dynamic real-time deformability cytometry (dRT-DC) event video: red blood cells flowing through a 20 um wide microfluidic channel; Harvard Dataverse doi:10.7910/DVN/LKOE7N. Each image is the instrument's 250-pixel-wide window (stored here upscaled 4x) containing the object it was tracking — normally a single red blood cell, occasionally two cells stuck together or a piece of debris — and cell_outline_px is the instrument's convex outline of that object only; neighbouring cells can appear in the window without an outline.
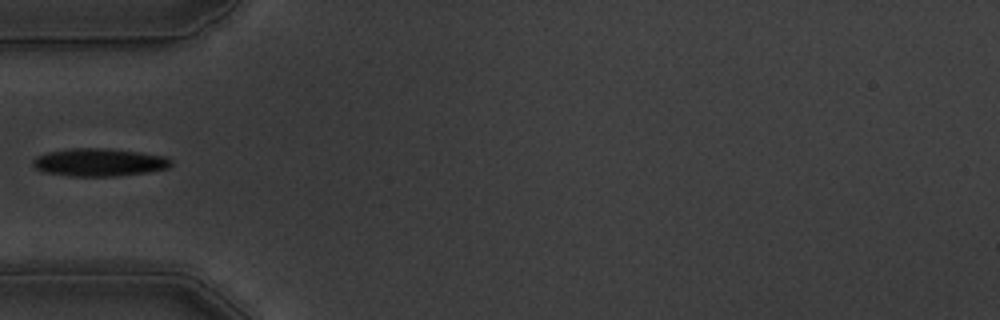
{"species": "common noctule bat (a hibernating species)", "species_latin": "Nyctalus noctula", "temperature_condition": "warm", "stored_images_in_passage": 39, "camera_frame_rate_fps": 3000, "um_per_image_px": 0.085, "animal": {"sex": "male", "body_mass_g": 19.5, "forearm_length_mm": 54.6}, "frame": {"image": 1, "passage_image": 1, "time_ms": 0.0, "image_size_px": [1000, 320], "cell_outline_px": [[172, 164], [168, 168], [148, 172], [116, 176], [68, 176], [44, 172], [36, 168], [32, 164], [32, 160], [36, 156], [48, 152], [72, 148], [108, 148], [140, 152], [164, 156], [172, 160]], "centroid_in_image_um": [8.43, 13.79], "position_along_channel_um": 76.6, "area_um2": 22.48}}
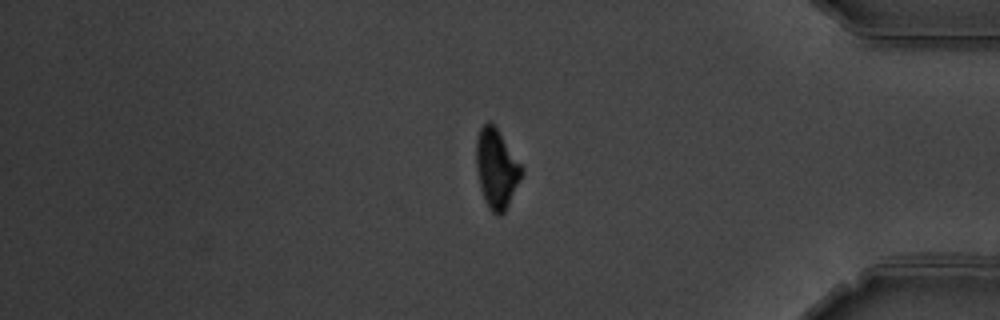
{"frame": {"image": 2, "passage_image": 30, "time_ms": 9.667, "image_size_px": [1000, 320], "cell_outline_px": [[524, 172], [504, 212], [500, 216], [496, 216], [488, 208], [484, 200], [476, 168], [476, 140], [480, 128], [488, 120], [496, 128], [524, 168]], "centroid_in_image_um": [42.2, 14.35], "position_along_channel_um": 393.0, "area_um2": 20.81}}
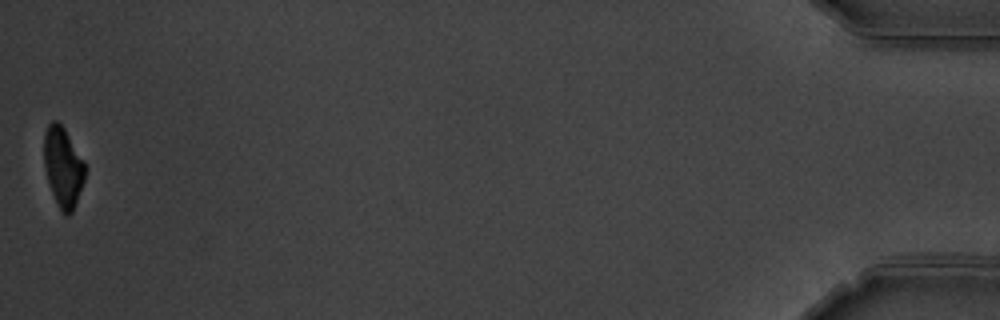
{"frame": {"image": 3, "passage_image": 39, "time_ms": 12.667, "image_size_px": [1000, 320], "cell_outline_px": [[84, 180], [72, 212], [68, 216], [64, 216], [52, 192], [48, 180], [44, 164], [44, 132], [48, 124], [52, 120], [56, 120], [64, 128], [84, 160]], "centroid_in_image_um": [5.35, 14.16], "position_along_channel_um": 429.9, "area_um2": 18.79}}